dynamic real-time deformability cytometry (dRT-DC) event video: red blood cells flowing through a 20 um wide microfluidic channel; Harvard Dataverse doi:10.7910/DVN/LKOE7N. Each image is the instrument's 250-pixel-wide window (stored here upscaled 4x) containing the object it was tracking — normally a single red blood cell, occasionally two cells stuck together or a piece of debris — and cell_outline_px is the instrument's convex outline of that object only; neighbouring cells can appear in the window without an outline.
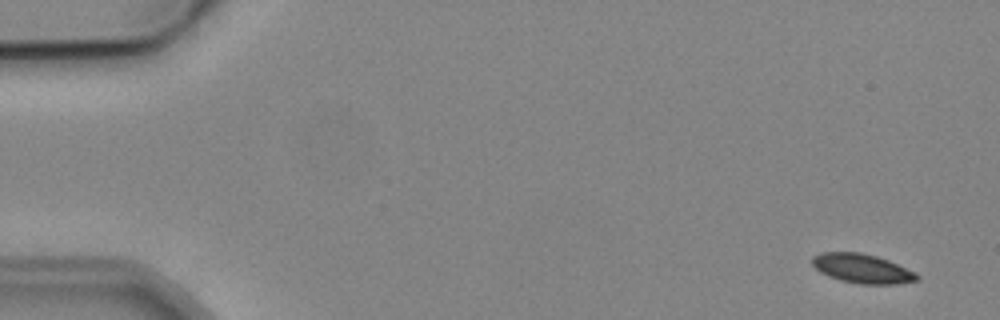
{"species": "common noctule bat (a hibernating species)", "species_latin": "Nyctalus noctula", "temperature_condition": "cold", "stored_images_in_passage": 6, "camera_frame_rate_fps": 3000, "um_per_image_px": 0.085, "animal": {"sex": "male", "body_mass_g": 19.2, "forearm_length_mm": 51.8}, "frame": {"image": 1, "passage_image": 1, "time_ms": 0.0, "image_size_px": [1000, 320], "cell_outline_px": [[920, 280], [900, 284], [860, 284], [840, 280], [828, 276], [820, 272], [812, 264], [812, 256], [820, 252], [860, 252], [876, 256], [888, 260], [916, 272], [920, 276]], "centroid_in_image_um": [73.31, 22.83], "position_along_channel_um": 11.7, "area_um2": 18.03}}